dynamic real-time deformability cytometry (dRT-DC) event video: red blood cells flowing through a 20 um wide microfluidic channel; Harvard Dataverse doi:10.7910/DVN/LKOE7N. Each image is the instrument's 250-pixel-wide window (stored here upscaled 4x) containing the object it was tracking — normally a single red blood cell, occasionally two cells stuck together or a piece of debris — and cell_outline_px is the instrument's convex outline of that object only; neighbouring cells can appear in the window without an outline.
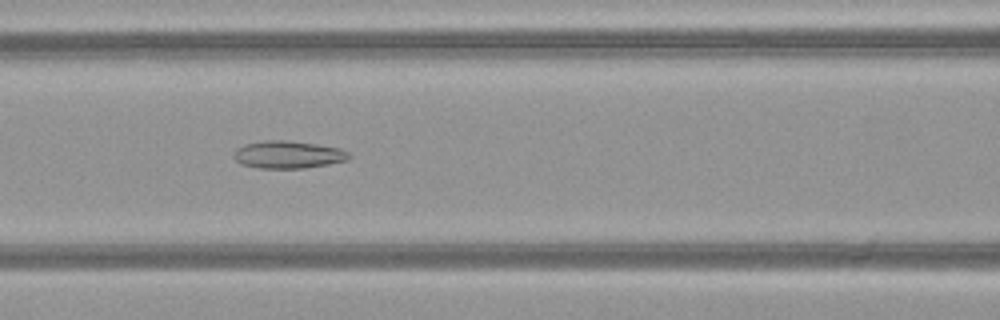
{"species": "common noctule bat (a hibernating species)", "species_latin": "Nyctalus noctula", "temperature_condition": "warm", "stored_images_in_passage": 50, "camera_frame_rate_fps": 3000, "um_per_image_px": 0.085, "animal": {"sex": "female", "body_mass_g": 21.9}, "frame": {"image": 1, "passage_image": 23, "time_ms": 7.333, "image_size_px": [1000, 320], "cell_outline_px": [[352, 156], [348, 160], [328, 164], [304, 168], [260, 168], [240, 164], [232, 156], [236, 148], [244, 144], [264, 140], [288, 140], [316, 144], [340, 148], [348, 152]], "centroid_in_image_um": [24.47, 13.14], "position_along_channel_um": 142.1, "area_um2": 18.61}}
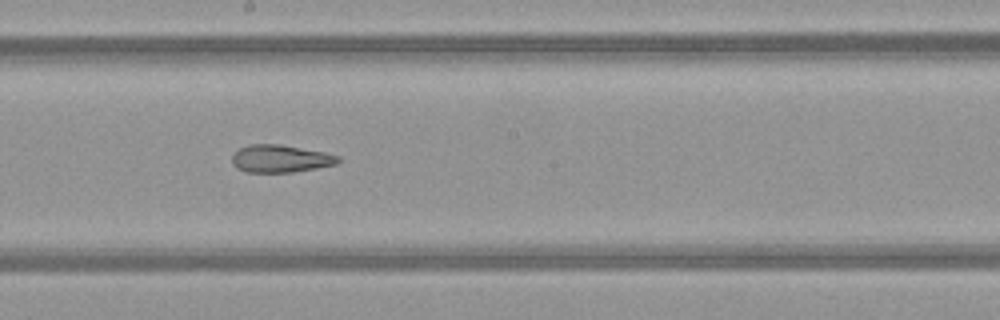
{"frame": {"image": 2, "passage_image": 29, "time_ms": 9.333, "image_size_px": [1000, 320], "cell_outline_px": [[340, 160], [336, 164], [316, 168], [292, 172], [244, 172], [236, 168], [232, 164], [232, 156], [240, 148], [248, 144], [280, 144], [324, 152], [340, 156]], "centroid_in_image_um": [23.82, 13.48], "position_along_channel_um": 224.4, "area_um2": 17.05}}
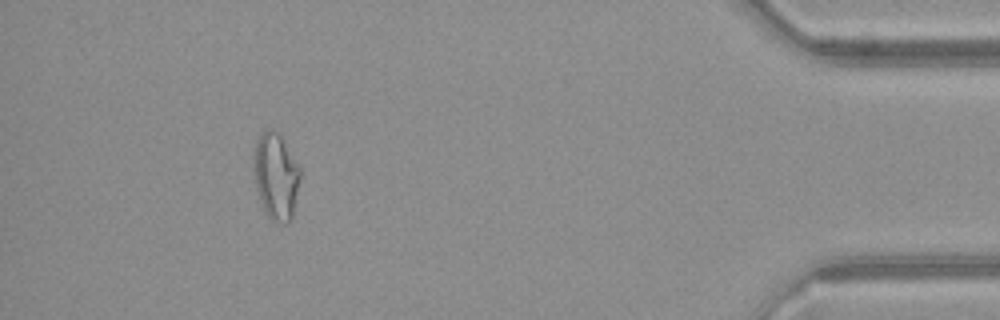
{"frame": {"image": 3, "passage_image": 47, "time_ms": 15.333, "image_size_px": [1000, 320], "cell_outline_px": [[300, 176], [292, 220], [284, 224], [280, 224], [272, 220], [268, 216], [260, 200], [256, 188], [252, 156], [252, 148], [256, 140], [264, 128], [272, 128], [280, 136], [300, 168]], "centroid_in_image_um": [23.42, 14.96], "position_along_channel_um": 411.8, "area_um2": 23.58}, "authors_computed_cell_mechanics": {"area_um2": 21.8195, "velocity_mm_per_s": 4.1123, "shape_relaxation_time_tau1_ms": null, "shape_relaxation_time_tau2_ms": 3.6021, "deformation_change_tau1": null, "deformation_change_tau2": 0.1212}}